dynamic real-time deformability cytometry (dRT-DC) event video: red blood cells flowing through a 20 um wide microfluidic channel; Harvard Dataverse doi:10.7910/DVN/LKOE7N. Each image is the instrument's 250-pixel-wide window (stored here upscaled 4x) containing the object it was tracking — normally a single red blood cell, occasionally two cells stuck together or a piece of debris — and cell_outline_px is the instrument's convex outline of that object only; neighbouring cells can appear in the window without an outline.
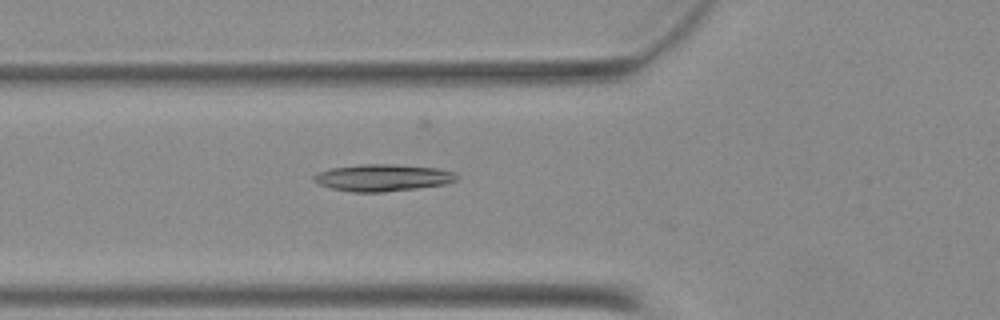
{"species": "Egyptian fruit bat (a non-hibernating species)", "species_latin": "Rousettus aegyptiacus", "temperature_condition": "warm", "stored_images_in_passage": 15, "camera_frame_rate_fps": 3000, "um_per_image_px": 0.085, "animal": {"sex": "female"}, "frame": {"image": 1, "passage_image": 10, "time_ms": 3.0, "image_size_px": [1000, 320], "cell_outline_px": [[460, 176], [456, 180], [444, 184], [416, 188], [384, 192], [352, 192], [332, 188], [320, 184], [312, 180], [312, 176], [320, 172], [332, 168], [360, 164], [392, 164], [436, 168], [456, 172]], "centroid_in_image_um": [32.55, 15.1], "position_along_channel_um": 93.3, "area_um2": 22.31}}
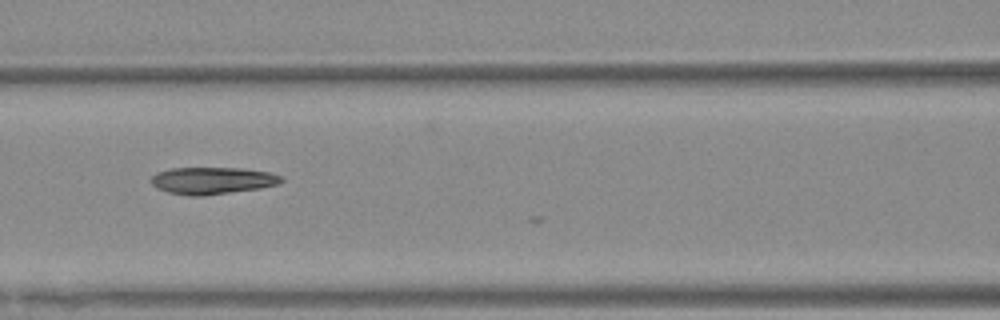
{"frame": {"image": 2, "passage_image": 14, "time_ms": 4.333, "image_size_px": [1000, 320], "cell_outline_px": [[284, 180], [280, 184], [260, 188], [200, 196], [188, 196], [168, 192], [156, 188], [148, 180], [156, 172], [168, 168], [244, 168], [268, 172], [284, 176]], "centroid_in_image_um": [18.03, 15.34], "position_along_channel_um": 148.6, "area_um2": 20.75}}